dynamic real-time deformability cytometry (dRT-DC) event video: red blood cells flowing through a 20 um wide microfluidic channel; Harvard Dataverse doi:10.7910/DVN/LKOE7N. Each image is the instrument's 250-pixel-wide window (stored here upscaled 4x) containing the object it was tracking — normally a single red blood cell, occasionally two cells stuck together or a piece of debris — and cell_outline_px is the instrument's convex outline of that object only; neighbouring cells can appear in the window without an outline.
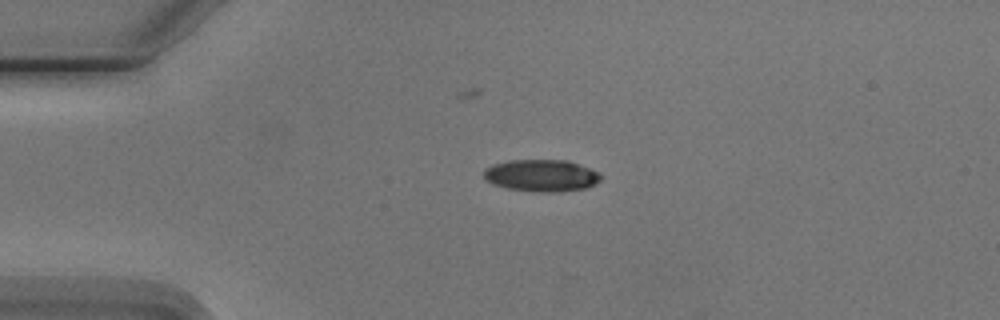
{"species": "Egyptian fruit bat (a non-hibernating species)", "species_latin": "Rousettus aegyptiacus", "temperature_condition": "cold", "stored_images_in_passage": 4, "camera_frame_rate_fps": 3000, "um_per_image_px": 0.085, "animal": {"sex": "male"}, "frame": {"image": 1, "passage_image": 3, "time_ms": 2.333, "image_size_px": [1000, 320], "cell_outline_px": [[600, 180], [584, 188], [556, 192], [540, 192], [508, 188], [492, 184], [484, 176], [484, 168], [492, 164], [508, 160], [568, 160], [588, 168], [596, 172], [600, 176]], "centroid_in_image_um": [45.96, 14.91], "position_along_channel_um": 39.0, "area_um2": 21.5}}